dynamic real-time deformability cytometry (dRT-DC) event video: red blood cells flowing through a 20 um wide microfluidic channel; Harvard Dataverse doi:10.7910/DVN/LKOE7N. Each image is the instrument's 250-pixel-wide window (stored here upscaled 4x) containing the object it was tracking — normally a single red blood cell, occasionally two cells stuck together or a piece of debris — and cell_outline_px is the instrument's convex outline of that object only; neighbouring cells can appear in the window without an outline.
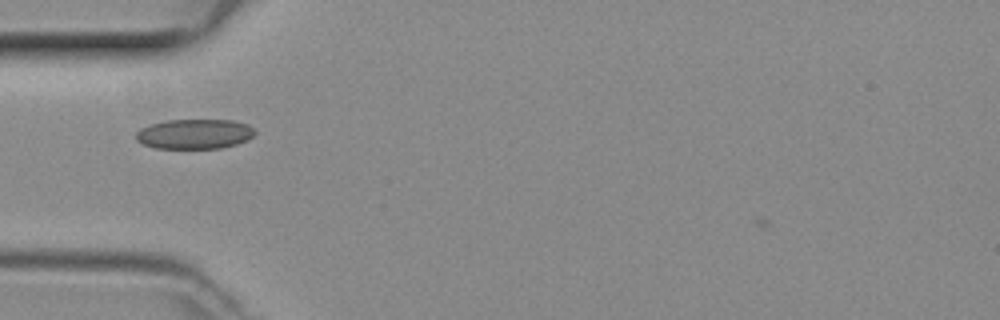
{"species": "common noctule bat (a hibernating species)", "species_latin": "Nyctalus noctula", "temperature_condition": "room temperature", "stored_images_in_passage": 35, "camera_frame_rate_fps": 3000, "um_per_image_px": 0.085, "animal": {"sex": "female", "body_mass_g": 29.2, "forearm_length_mm": 56.3}, "frame": {"image": 1, "passage_image": 2, "time_ms": 0.333, "image_size_px": [1000, 320], "cell_outline_px": [[256, 132], [248, 140], [236, 144], [220, 148], [156, 148], [144, 144], [136, 140], [136, 132], [140, 128], [152, 124], [168, 120], [232, 120], [248, 124]], "centroid_in_image_um": [16.54, 11.38], "position_along_channel_um": 68.5, "area_um2": 20.58}}
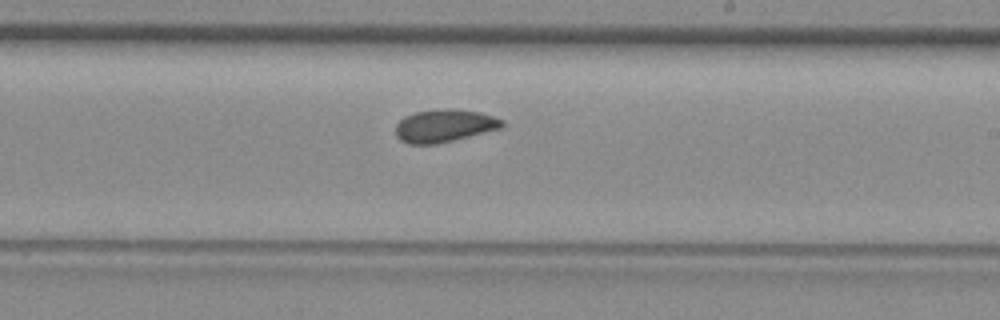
{"frame": {"image": 2, "passage_image": 15, "time_ms": 4.667, "image_size_px": [1000, 320], "cell_outline_px": [[504, 124], [500, 128], [436, 144], [408, 144], [400, 140], [396, 136], [396, 124], [404, 116], [416, 112], [444, 108], [448, 108], [480, 112], [504, 120]], "centroid_in_image_um": [37.73, 10.68], "position_along_channel_um": 251.3, "area_um2": 20.11}}
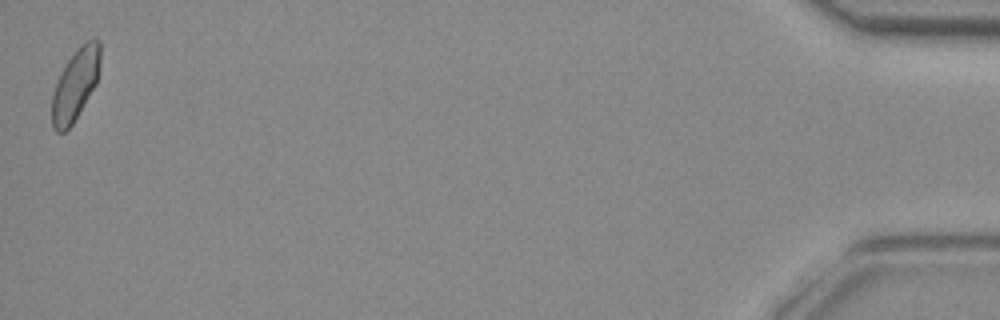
{"frame": {"image": 3, "passage_image": 35, "time_ms": 11.333, "image_size_px": [1000, 320], "cell_outline_px": [[100, 64], [96, 84], [72, 124], [64, 132], [56, 132], [52, 128], [52, 96], [60, 72], [68, 60], [80, 44], [88, 40], [100, 40]], "centroid_in_image_um": [6.4, 7.18], "position_along_channel_um": 428.8, "area_um2": 19.88}}